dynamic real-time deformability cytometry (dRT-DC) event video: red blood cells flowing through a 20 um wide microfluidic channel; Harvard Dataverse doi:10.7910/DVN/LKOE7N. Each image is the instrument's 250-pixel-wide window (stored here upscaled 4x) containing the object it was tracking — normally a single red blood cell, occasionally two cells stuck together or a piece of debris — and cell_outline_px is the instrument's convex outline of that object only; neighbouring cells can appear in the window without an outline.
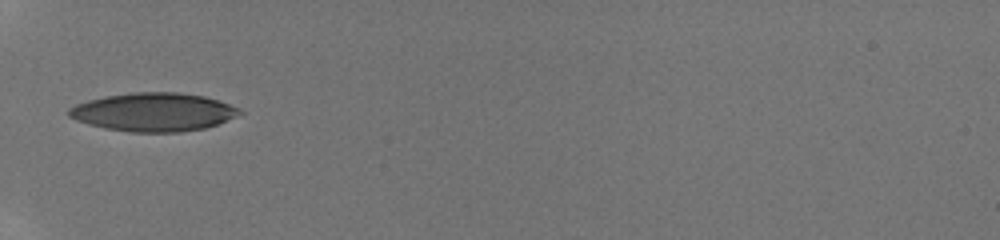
{"species": "human", "species_latin": "Homo sapiens", "temperature_condition": "room temperature", "stored_images_in_passage": 3, "camera_frame_rate_fps": 3000, "um_per_image_px": 0.085, "donor": {"sex": "male"}, "frame": {"image": 1, "passage_image": 1, "time_ms": 0.0, "image_size_px": [1000, 240], "cell_outline_px": [[244, 112], [236, 116], [216, 124], [204, 128], [180, 132], [132, 132], [104, 128], [88, 124], [76, 120], [68, 116], [68, 108], [76, 104], [88, 100], [104, 96], [132, 92], [176, 92], [204, 96], [240, 108]], "centroid_in_image_um": [13.01, 9.52], "position_along_channel_um": 72.0, "area_um2": 38.15}}